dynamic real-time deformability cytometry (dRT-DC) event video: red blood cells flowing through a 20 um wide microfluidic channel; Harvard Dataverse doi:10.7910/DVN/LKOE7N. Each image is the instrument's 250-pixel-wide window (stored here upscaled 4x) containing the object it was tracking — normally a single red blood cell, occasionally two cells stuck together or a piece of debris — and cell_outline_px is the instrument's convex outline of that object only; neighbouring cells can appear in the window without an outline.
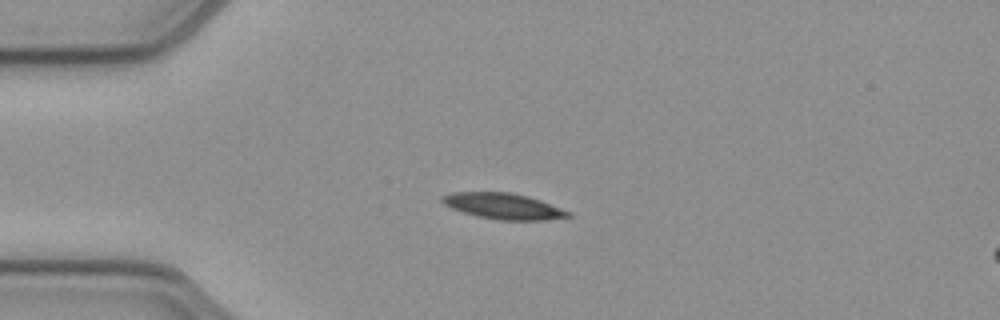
{"species": "common noctule bat (a hibernating species)", "species_latin": "Nyctalus noctula", "temperature_condition": "cold", "stored_images_in_passage": 40, "camera_frame_rate_fps": 3000, "um_per_image_px": 0.085, "animal": {"sex": "female", "body_mass_g": 21.9}, "frame": {"image": 1, "passage_image": 1, "time_ms": 0.0, "image_size_px": [1000, 320], "cell_outline_px": [[572, 216], [548, 220], [496, 220], [476, 216], [452, 208], [444, 204], [440, 200], [440, 196], [452, 192], [512, 192], [528, 196], [540, 200], [572, 212]], "centroid_in_image_um": [42.79, 17.52], "position_along_channel_um": 42.2, "area_um2": 19.19}}
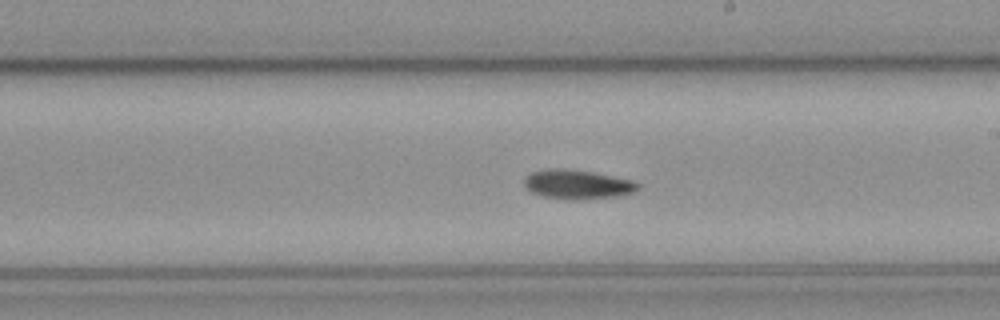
{"frame": {"image": 2, "passage_image": 18, "time_ms": 5.667, "image_size_px": [1000, 320], "cell_outline_px": [[640, 188], [632, 192], [616, 196], [576, 200], [568, 200], [544, 196], [532, 192], [524, 184], [524, 176], [532, 172], [548, 168], [564, 168], [592, 172], [632, 180], [640, 184]], "centroid_in_image_um": [49.06, 15.67], "position_along_channel_um": 239.9, "area_um2": 19.31}}
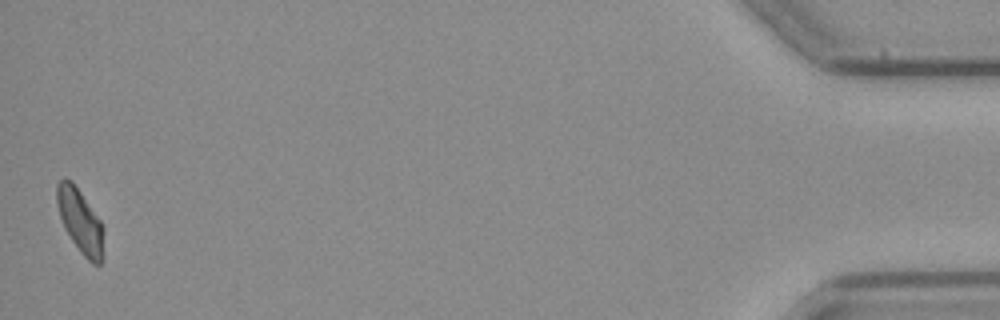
{"frame": {"image": 3, "passage_image": 40, "time_ms": 13.0, "image_size_px": [1000, 320], "cell_outline_px": [[104, 228], [100, 264], [92, 264], [80, 252], [64, 228], [56, 204], [56, 184], [64, 176], [72, 180], [100, 220]], "centroid_in_image_um": [6.78, 18.73], "position_along_channel_um": 428.4, "area_um2": 17.34}, "authors_computed_cell_mechanics": {"area_um2": 18.4671, "velocity_mm_per_s": 3.9098, "shape_relaxation_time_tau1_ms": null, "shape_relaxation_time_tau2_ms": 4.863, "deformation_change_tau1": null, "deformation_change_tau2": 0.1085}}